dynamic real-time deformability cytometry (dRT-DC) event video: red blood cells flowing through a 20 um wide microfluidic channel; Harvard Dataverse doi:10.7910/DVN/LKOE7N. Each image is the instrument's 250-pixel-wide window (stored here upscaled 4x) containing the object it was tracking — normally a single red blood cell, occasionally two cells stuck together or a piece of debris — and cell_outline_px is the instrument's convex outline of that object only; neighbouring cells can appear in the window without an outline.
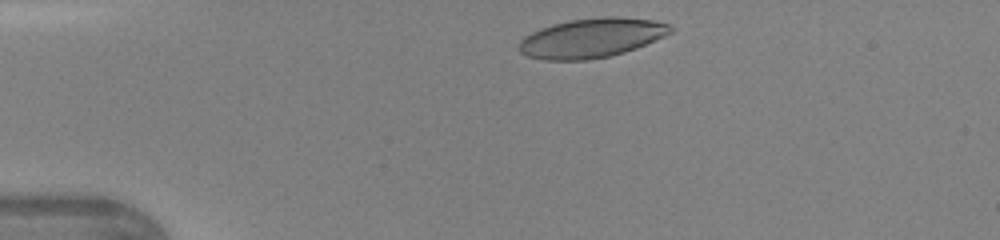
{"species": "human", "species_latin": "Homo sapiens", "temperature_condition": "warm", "stored_images_in_passage": 3, "camera_frame_rate_fps": 3000, "um_per_image_px": 0.085, "donor": {"sex": "female"}, "frame": {"image": 1, "passage_image": 1, "time_ms": 0.0, "image_size_px": [1000, 240], "cell_outline_px": [[672, 32], [664, 36], [636, 48], [624, 52], [608, 56], [588, 60], [544, 60], [528, 56], [520, 52], [520, 40], [524, 36], [540, 28], [552, 24], [572, 20], [604, 16], [616, 16], [652, 20], [668, 24], [672, 28]], "centroid_in_image_um": [50.27, 3.22], "position_along_channel_um": 34.7, "area_um2": 34.56}}
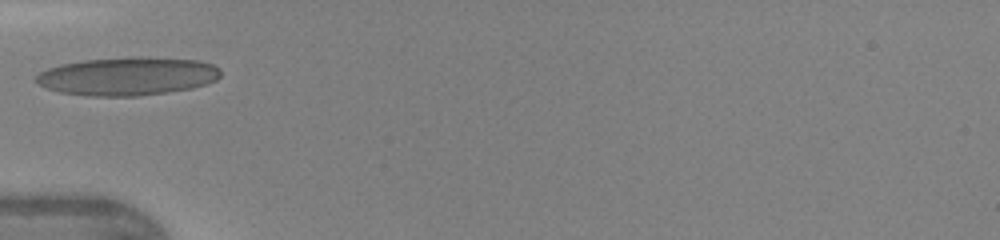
{"frame": {"image": 2, "passage_image": 3, "time_ms": 0.667, "image_size_px": [1000, 240], "cell_outline_px": [[220, 76], [216, 80], [192, 88], [136, 96], [88, 96], [60, 92], [48, 88], [40, 84], [36, 80], [36, 76], [40, 72], [48, 68], [60, 64], [84, 60], [136, 56], [200, 60], [212, 64], [220, 68]], "centroid_in_image_um": [10.85, 6.47], "position_along_channel_um": 74.1, "area_um2": 41.04}}